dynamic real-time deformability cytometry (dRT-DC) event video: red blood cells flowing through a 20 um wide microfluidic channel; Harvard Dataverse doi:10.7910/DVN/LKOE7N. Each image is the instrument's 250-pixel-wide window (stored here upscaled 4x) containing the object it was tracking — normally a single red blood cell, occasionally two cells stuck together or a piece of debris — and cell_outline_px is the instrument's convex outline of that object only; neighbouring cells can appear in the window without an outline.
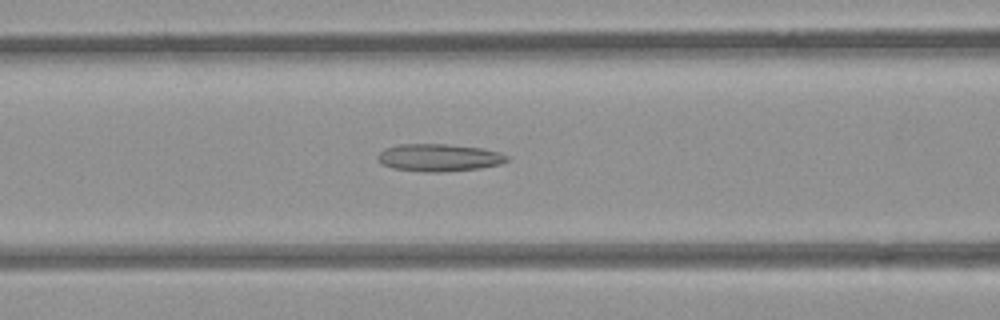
{"species": "common noctule bat (a hibernating species)", "species_latin": "Nyctalus noctula", "temperature_condition": "room temperature", "stored_images_in_passage": 47, "camera_frame_rate_fps": 3000, "um_per_image_px": 0.085, "animal": {"sex": "female", "body_mass_g": 21.9}, "frame": {"image": 1, "passage_image": 22, "time_ms": 7.0, "image_size_px": [1000, 320], "cell_outline_px": [[508, 160], [500, 164], [480, 168], [440, 172], [428, 172], [392, 168], [376, 160], [376, 156], [384, 148], [400, 144], [448, 144], [480, 148], [500, 152], [508, 156]], "centroid_in_image_um": [37.29, 13.39], "position_along_channel_um": 129.3, "area_um2": 20.63}}
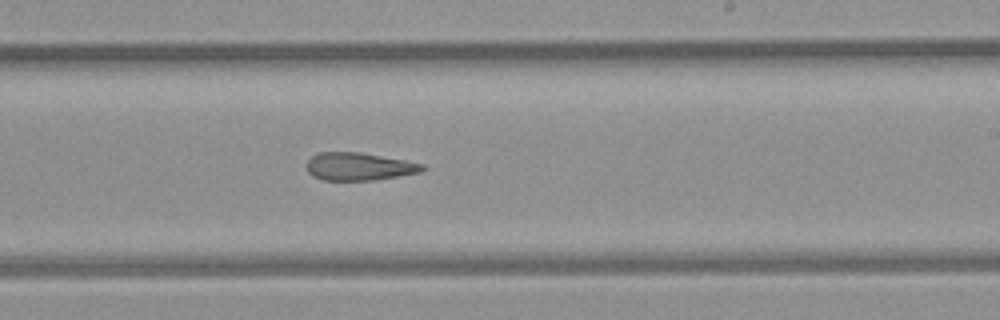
{"frame": {"image": 2, "passage_image": 32, "time_ms": 10.333, "image_size_px": [1000, 320], "cell_outline_px": [[424, 168], [420, 172], [376, 180], [324, 180], [312, 176], [308, 172], [304, 164], [312, 156], [320, 152], [360, 152], [404, 160], [424, 164]], "centroid_in_image_um": [30.46, 14.15], "position_along_channel_um": 258.5, "area_um2": 18.73}}
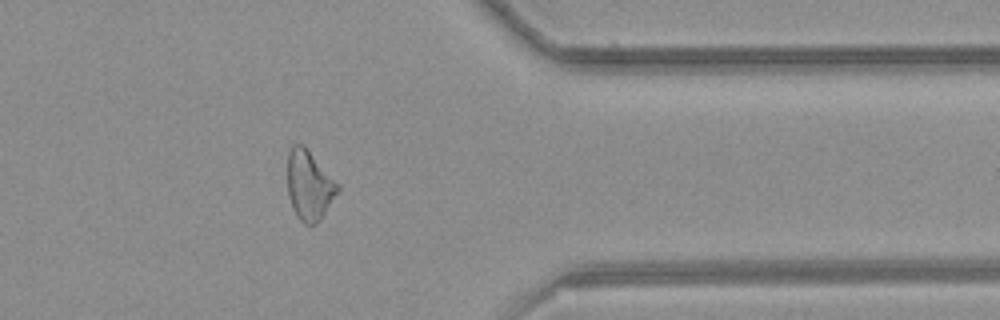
{"frame": {"image": 3, "passage_image": 43, "time_ms": 14.0, "image_size_px": [1000, 320], "cell_outline_px": [[340, 188], [320, 220], [316, 224], [304, 224], [296, 216], [292, 208], [288, 196], [288, 152], [292, 144], [304, 144], [340, 184]], "centroid_in_image_um": [26.28, 15.73], "position_along_channel_um": 385.1, "area_um2": 20.58}}